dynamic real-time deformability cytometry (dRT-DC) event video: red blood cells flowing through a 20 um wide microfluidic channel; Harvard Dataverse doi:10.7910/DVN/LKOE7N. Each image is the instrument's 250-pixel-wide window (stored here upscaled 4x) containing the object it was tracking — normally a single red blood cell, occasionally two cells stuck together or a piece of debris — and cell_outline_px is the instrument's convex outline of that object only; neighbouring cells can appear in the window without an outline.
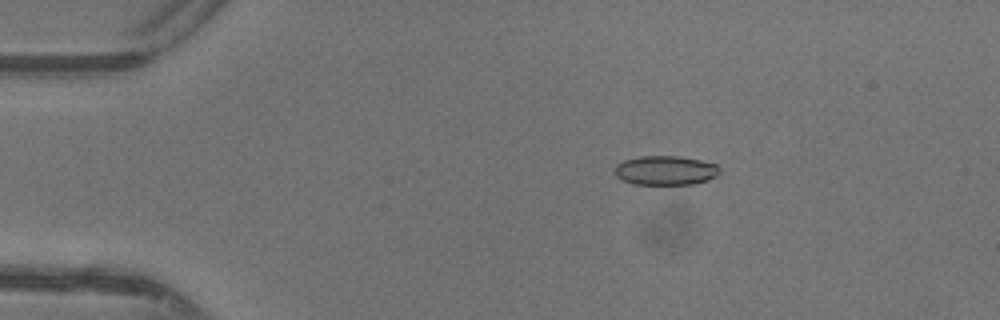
{"species": "common noctule bat (a hibernating species)", "species_latin": "Nyctalus noctula", "temperature_condition": "warm", "stored_images_in_passage": 48, "camera_frame_rate_fps": 3000, "um_per_image_px": 0.085, "animal": {"sex": "female"}, "frame": {"image": 1, "passage_image": 9, "time_ms": 2.667, "image_size_px": [1000, 320], "cell_outline_px": [[720, 172], [716, 176], [708, 180], [692, 184], [632, 184], [616, 176], [612, 168], [616, 164], [624, 160], [640, 156], [680, 156], [700, 160], [716, 164], [720, 168]], "centroid_in_image_um": [56.54, 14.48], "position_along_channel_um": 28.5, "area_um2": 18.03}}
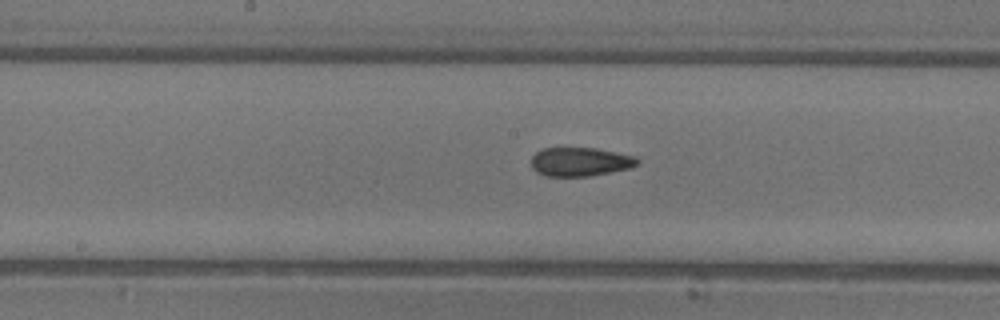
{"frame": {"image": 2, "passage_image": 25, "time_ms": 8.0, "image_size_px": [1000, 320], "cell_outline_px": [[640, 160], [632, 168], [588, 176], [544, 176], [536, 172], [532, 168], [532, 156], [536, 152], [544, 148], [596, 148], [636, 156]], "centroid_in_image_um": [49.32, 13.75], "position_along_channel_um": 198.9, "area_um2": 17.86}}
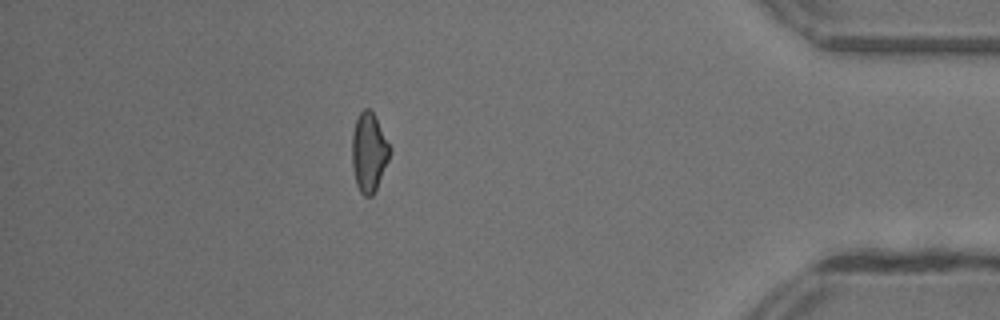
{"frame": {"image": 3, "passage_image": 42, "time_ms": 13.667, "image_size_px": [1000, 320], "cell_outline_px": [[392, 148], [388, 160], [376, 188], [372, 196], [364, 196], [360, 192], [356, 184], [352, 168], [352, 132], [356, 120], [360, 112], [364, 108], [368, 108], [372, 112]], "centroid_in_image_um": [31.34, 12.95], "position_along_channel_um": 403.9, "area_um2": 17.28}, "authors_computed_cell_mechanics": {"area_um2": 18.1203, "velocity_mm_per_s": 4.4019, "shape_relaxation_time_tau1_ms": null, "shape_relaxation_time_tau2_ms": 1.8953, "deformation_change_tau1": null, "deformation_change_tau2": 0.0812}}